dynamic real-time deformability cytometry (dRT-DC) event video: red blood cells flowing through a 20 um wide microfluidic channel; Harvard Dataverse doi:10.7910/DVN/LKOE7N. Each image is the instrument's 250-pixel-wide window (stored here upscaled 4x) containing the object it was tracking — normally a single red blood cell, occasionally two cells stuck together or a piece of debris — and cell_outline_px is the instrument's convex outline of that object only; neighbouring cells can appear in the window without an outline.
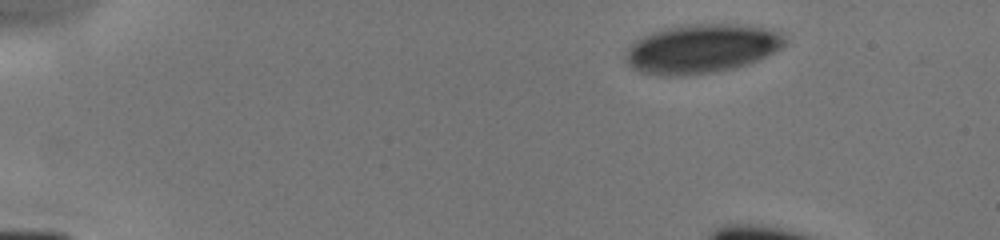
{"species": "human", "species_latin": "Homo sapiens", "temperature_condition": "cold", "stored_images_in_passage": 6, "camera_frame_rate_fps": 3000, "um_per_image_px": 0.085, "donor": {"sex": "male"}, "frame": {"image": 1, "passage_image": 1, "time_ms": 0.0, "image_size_px": [1000, 240], "cell_outline_px": [[784, 44], [776, 52], [748, 64], [736, 68], [712, 72], [680, 76], [664, 76], [640, 72], [632, 68], [624, 60], [624, 48], [628, 44], [640, 36], [664, 28], [696, 24], [736, 24], [764, 28], [780, 32], [784, 36]], "centroid_in_image_um": [59.56, 4.15], "position_along_channel_um": 25.4, "area_um2": 45.84}}
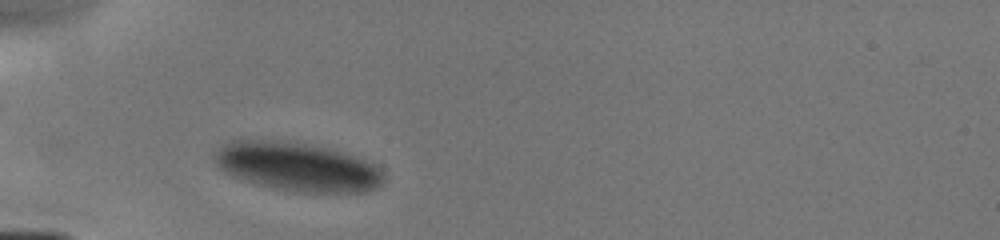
{"frame": {"image": 2, "passage_image": 5, "time_ms": 4.0, "image_size_px": [1000, 240], "cell_outline_px": [[384, 184], [368, 192], [296, 192], [272, 188], [252, 184], [224, 172], [216, 164], [212, 156], [212, 152], [224, 144], [232, 140], [292, 140], [312, 144], [344, 152], [356, 156], [376, 164], [384, 172]], "centroid_in_image_um": [25.28, 14.17], "position_along_channel_um": 59.7, "area_um2": 49.13}}